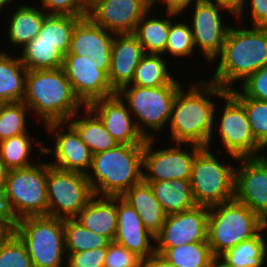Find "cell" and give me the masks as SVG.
<instances>
[{"label":"cell","mask_w":267,"mask_h":267,"mask_svg":"<svg viewBox=\"0 0 267 267\" xmlns=\"http://www.w3.org/2000/svg\"><path fill=\"white\" fill-rule=\"evenodd\" d=\"M48 216L75 218L94 196L87 174L51 166L47 172Z\"/></svg>","instance_id":"cell-11"},{"label":"cell","mask_w":267,"mask_h":267,"mask_svg":"<svg viewBox=\"0 0 267 267\" xmlns=\"http://www.w3.org/2000/svg\"><path fill=\"white\" fill-rule=\"evenodd\" d=\"M136 267H147L146 261H143L139 266Z\"/></svg>","instance_id":"cell-56"},{"label":"cell","mask_w":267,"mask_h":267,"mask_svg":"<svg viewBox=\"0 0 267 267\" xmlns=\"http://www.w3.org/2000/svg\"><path fill=\"white\" fill-rule=\"evenodd\" d=\"M7 170L3 164V161L0 156V186L4 185V181L6 178Z\"/></svg>","instance_id":"cell-51"},{"label":"cell","mask_w":267,"mask_h":267,"mask_svg":"<svg viewBox=\"0 0 267 267\" xmlns=\"http://www.w3.org/2000/svg\"><path fill=\"white\" fill-rule=\"evenodd\" d=\"M209 208H195L167 215L165 223L155 238V254L162 255L167 249L194 242H207Z\"/></svg>","instance_id":"cell-16"},{"label":"cell","mask_w":267,"mask_h":267,"mask_svg":"<svg viewBox=\"0 0 267 267\" xmlns=\"http://www.w3.org/2000/svg\"><path fill=\"white\" fill-rule=\"evenodd\" d=\"M147 267H178L165 260L161 255L154 254L149 260H146Z\"/></svg>","instance_id":"cell-49"},{"label":"cell","mask_w":267,"mask_h":267,"mask_svg":"<svg viewBox=\"0 0 267 267\" xmlns=\"http://www.w3.org/2000/svg\"><path fill=\"white\" fill-rule=\"evenodd\" d=\"M121 198L139 214L146 229L155 237L165 223L166 213L145 181L132 186Z\"/></svg>","instance_id":"cell-25"},{"label":"cell","mask_w":267,"mask_h":267,"mask_svg":"<svg viewBox=\"0 0 267 267\" xmlns=\"http://www.w3.org/2000/svg\"><path fill=\"white\" fill-rule=\"evenodd\" d=\"M155 141L156 138L145 141L143 181L190 180L193 162L202 146L190 143H172V145L174 144L172 147L155 149L157 147L154 146Z\"/></svg>","instance_id":"cell-12"},{"label":"cell","mask_w":267,"mask_h":267,"mask_svg":"<svg viewBox=\"0 0 267 267\" xmlns=\"http://www.w3.org/2000/svg\"><path fill=\"white\" fill-rule=\"evenodd\" d=\"M158 0H147V2L153 6Z\"/></svg>","instance_id":"cell-55"},{"label":"cell","mask_w":267,"mask_h":267,"mask_svg":"<svg viewBox=\"0 0 267 267\" xmlns=\"http://www.w3.org/2000/svg\"><path fill=\"white\" fill-rule=\"evenodd\" d=\"M239 85L240 92L245 97L267 101V66L249 75Z\"/></svg>","instance_id":"cell-43"},{"label":"cell","mask_w":267,"mask_h":267,"mask_svg":"<svg viewBox=\"0 0 267 267\" xmlns=\"http://www.w3.org/2000/svg\"><path fill=\"white\" fill-rule=\"evenodd\" d=\"M151 7L147 0H100L88 9L87 16L114 34L134 33Z\"/></svg>","instance_id":"cell-18"},{"label":"cell","mask_w":267,"mask_h":267,"mask_svg":"<svg viewBox=\"0 0 267 267\" xmlns=\"http://www.w3.org/2000/svg\"><path fill=\"white\" fill-rule=\"evenodd\" d=\"M31 136L30 133H25L0 141V156L7 171L27 168L36 164L38 161L32 160L31 155L33 147L40 149L39 155L44 154V146L47 142L37 141ZM32 141H37L35 143L37 146H33Z\"/></svg>","instance_id":"cell-31"},{"label":"cell","mask_w":267,"mask_h":267,"mask_svg":"<svg viewBox=\"0 0 267 267\" xmlns=\"http://www.w3.org/2000/svg\"><path fill=\"white\" fill-rule=\"evenodd\" d=\"M264 229L267 231V218L264 220Z\"/></svg>","instance_id":"cell-57"},{"label":"cell","mask_w":267,"mask_h":267,"mask_svg":"<svg viewBox=\"0 0 267 267\" xmlns=\"http://www.w3.org/2000/svg\"><path fill=\"white\" fill-rule=\"evenodd\" d=\"M177 91L168 127L173 143H190L208 147L214 132V113L217 102L228 92L216 83L200 79ZM215 97V98H214ZM213 98V99H212Z\"/></svg>","instance_id":"cell-1"},{"label":"cell","mask_w":267,"mask_h":267,"mask_svg":"<svg viewBox=\"0 0 267 267\" xmlns=\"http://www.w3.org/2000/svg\"><path fill=\"white\" fill-rule=\"evenodd\" d=\"M11 2H13V0H0V12L1 11L3 12V10H6V7L8 9V7L11 4Z\"/></svg>","instance_id":"cell-53"},{"label":"cell","mask_w":267,"mask_h":267,"mask_svg":"<svg viewBox=\"0 0 267 267\" xmlns=\"http://www.w3.org/2000/svg\"><path fill=\"white\" fill-rule=\"evenodd\" d=\"M82 111L84 114L78 116L77 112L68 122L79 133L92 155L114 148L118 143L106 130L101 119L88 106Z\"/></svg>","instance_id":"cell-27"},{"label":"cell","mask_w":267,"mask_h":267,"mask_svg":"<svg viewBox=\"0 0 267 267\" xmlns=\"http://www.w3.org/2000/svg\"><path fill=\"white\" fill-rule=\"evenodd\" d=\"M66 253L108 247L110 240L85 228L75 218L64 219Z\"/></svg>","instance_id":"cell-36"},{"label":"cell","mask_w":267,"mask_h":267,"mask_svg":"<svg viewBox=\"0 0 267 267\" xmlns=\"http://www.w3.org/2000/svg\"><path fill=\"white\" fill-rule=\"evenodd\" d=\"M161 256L178 267H215L217 264L208 242L179 245L167 249Z\"/></svg>","instance_id":"cell-34"},{"label":"cell","mask_w":267,"mask_h":267,"mask_svg":"<svg viewBox=\"0 0 267 267\" xmlns=\"http://www.w3.org/2000/svg\"><path fill=\"white\" fill-rule=\"evenodd\" d=\"M13 230V223L10 219H0V244Z\"/></svg>","instance_id":"cell-50"},{"label":"cell","mask_w":267,"mask_h":267,"mask_svg":"<svg viewBox=\"0 0 267 267\" xmlns=\"http://www.w3.org/2000/svg\"><path fill=\"white\" fill-rule=\"evenodd\" d=\"M7 22V33L10 45L21 50L35 37L41 30L43 21L47 13L39 6L26 3L20 4Z\"/></svg>","instance_id":"cell-24"},{"label":"cell","mask_w":267,"mask_h":267,"mask_svg":"<svg viewBox=\"0 0 267 267\" xmlns=\"http://www.w3.org/2000/svg\"><path fill=\"white\" fill-rule=\"evenodd\" d=\"M88 107L101 119L106 130L118 144H145L126 102L118 93L98 99Z\"/></svg>","instance_id":"cell-19"},{"label":"cell","mask_w":267,"mask_h":267,"mask_svg":"<svg viewBox=\"0 0 267 267\" xmlns=\"http://www.w3.org/2000/svg\"><path fill=\"white\" fill-rule=\"evenodd\" d=\"M145 144H117L114 148L92 155L87 179L97 196L121 197L143 180Z\"/></svg>","instance_id":"cell-4"},{"label":"cell","mask_w":267,"mask_h":267,"mask_svg":"<svg viewBox=\"0 0 267 267\" xmlns=\"http://www.w3.org/2000/svg\"><path fill=\"white\" fill-rule=\"evenodd\" d=\"M0 219L11 220V208L4 185L0 186Z\"/></svg>","instance_id":"cell-48"},{"label":"cell","mask_w":267,"mask_h":267,"mask_svg":"<svg viewBox=\"0 0 267 267\" xmlns=\"http://www.w3.org/2000/svg\"><path fill=\"white\" fill-rule=\"evenodd\" d=\"M107 247L66 253L65 267H104Z\"/></svg>","instance_id":"cell-44"},{"label":"cell","mask_w":267,"mask_h":267,"mask_svg":"<svg viewBox=\"0 0 267 267\" xmlns=\"http://www.w3.org/2000/svg\"><path fill=\"white\" fill-rule=\"evenodd\" d=\"M114 241L136 253L144 261L155 254L154 236L146 229L138 212L121 197H117V230Z\"/></svg>","instance_id":"cell-20"},{"label":"cell","mask_w":267,"mask_h":267,"mask_svg":"<svg viewBox=\"0 0 267 267\" xmlns=\"http://www.w3.org/2000/svg\"><path fill=\"white\" fill-rule=\"evenodd\" d=\"M182 85H161L141 87L127 85L118 94L126 102L128 109L145 139L156 138L155 134L168 126L177 91ZM156 133H151L149 130Z\"/></svg>","instance_id":"cell-7"},{"label":"cell","mask_w":267,"mask_h":267,"mask_svg":"<svg viewBox=\"0 0 267 267\" xmlns=\"http://www.w3.org/2000/svg\"><path fill=\"white\" fill-rule=\"evenodd\" d=\"M216 152L202 147L193 162L190 183L198 206L209 208L235 198V165L221 162Z\"/></svg>","instance_id":"cell-8"},{"label":"cell","mask_w":267,"mask_h":267,"mask_svg":"<svg viewBox=\"0 0 267 267\" xmlns=\"http://www.w3.org/2000/svg\"><path fill=\"white\" fill-rule=\"evenodd\" d=\"M193 6L192 20L190 19L189 22L195 49L198 47L201 57L205 58L203 61H208L206 63L211 65L221 54L230 28V25H226V22H224L221 12H231L220 5L203 0L195 3Z\"/></svg>","instance_id":"cell-14"},{"label":"cell","mask_w":267,"mask_h":267,"mask_svg":"<svg viewBox=\"0 0 267 267\" xmlns=\"http://www.w3.org/2000/svg\"><path fill=\"white\" fill-rule=\"evenodd\" d=\"M229 92L244 106L255 140L264 151L267 150V101L245 97L235 87Z\"/></svg>","instance_id":"cell-37"},{"label":"cell","mask_w":267,"mask_h":267,"mask_svg":"<svg viewBox=\"0 0 267 267\" xmlns=\"http://www.w3.org/2000/svg\"><path fill=\"white\" fill-rule=\"evenodd\" d=\"M13 231L26 245L33 267L66 264L64 219L48 215L23 217L13 223Z\"/></svg>","instance_id":"cell-6"},{"label":"cell","mask_w":267,"mask_h":267,"mask_svg":"<svg viewBox=\"0 0 267 267\" xmlns=\"http://www.w3.org/2000/svg\"><path fill=\"white\" fill-rule=\"evenodd\" d=\"M28 115L32 116L24 102L3 103L0 107V141L31 133L27 129Z\"/></svg>","instance_id":"cell-38"},{"label":"cell","mask_w":267,"mask_h":267,"mask_svg":"<svg viewBox=\"0 0 267 267\" xmlns=\"http://www.w3.org/2000/svg\"><path fill=\"white\" fill-rule=\"evenodd\" d=\"M144 54L143 46L133 33L114 35L108 79L116 93L131 84L135 69Z\"/></svg>","instance_id":"cell-22"},{"label":"cell","mask_w":267,"mask_h":267,"mask_svg":"<svg viewBox=\"0 0 267 267\" xmlns=\"http://www.w3.org/2000/svg\"><path fill=\"white\" fill-rule=\"evenodd\" d=\"M263 229L264 220L235 198L209 207L207 242L216 259Z\"/></svg>","instance_id":"cell-5"},{"label":"cell","mask_w":267,"mask_h":267,"mask_svg":"<svg viewBox=\"0 0 267 267\" xmlns=\"http://www.w3.org/2000/svg\"><path fill=\"white\" fill-rule=\"evenodd\" d=\"M151 7L137 23L134 35L137 37L138 42L143 46L145 53L163 54L168 41V34L170 30V17L173 18L177 15L174 13L166 12L165 18L150 17L152 13ZM168 18V19H167Z\"/></svg>","instance_id":"cell-30"},{"label":"cell","mask_w":267,"mask_h":267,"mask_svg":"<svg viewBox=\"0 0 267 267\" xmlns=\"http://www.w3.org/2000/svg\"><path fill=\"white\" fill-rule=\"evenodd\" d=\"M162 54L145 53L137 65L130 85L158 87L161 85H182L172 76L167 59Z\"/></svg>","instance_id":"cell-32"},{"label":"cell","mask_w":267,"mask_h":267,"mask_svg":"<svg viewBox=\"0 0 267 267\" xmlns=\"http://www.w3.org/2000/svg\"><path fill=\"white\" fill-rule=\"evenodd\" d=\"M215 73L209 81L227 91L235 83L243 82L249 75L267 66V34L252 26H230Z\"/></svg>","instance_id":"cell-2"},{"label":"cell","mask_w":267,"mask_h":267,"mask_svg":"<svg viewBox=\"0 0 267 267\" xmlns=\"http://www.w3.org/2000/svg\"><path fill=\"white\" fill-rule=\"evenodd\" d=\"M47 14L87 16L86 0H40Z\"/></svg>","instance_id":"cell-42"},{"label":"cell","mask_w":267,"mask_h":267,"mask_svg":"<svg viewBox=\"0 0 267 267\" xmlns=\"http://www.w3.org/2000/svg\"><path fill=\"white\" fill-rule=\"evenodd\" d=\"M75 219L88 230L114 241L117 230V197L94 195Z\"/></svg>","instance_id":"cell-23"},{"label":"cell","mask_w":267,"mask_h":267,"mask_svg":"<svg viewBox=\"0 0 267 267\" xmlns=\"http://www.w3.org/2000/svg\"><path fill=\"white\" fill-rule=\"evenodd\" d=\"M170 20V30L168 34V41L165 47V52L162 55L169 54L176 58H189L195 52V44L192 36L190 24L188 22H178ZM167 53V54H166Z\"/></svg>","instance_id":"cell-39"},{"label":"cell","mask_w":267,"mask_h":267,"mask_svg":"<svg viewBox=\"0 0 267 267\" xmlns=\"http://www.w3.org/2000/svg\"><path fill=\"white\" fill-rule=\"evenodd\" d=\"M235 168V199L263 220L267 218V153L254 158H239Z\"/></svg>","instance_id":"cell-17"},{"label":"cell","mask_w":267,"mask_h":267,"mask_svg":"<svg viewBox=\"0 0 267 267\" xmlns=\"http://www.w3.org/2000/svg\"><path fill=\"white\" fill-rule=\"evenodd\" d=\"M44 126L54 143L53 147L44 146V154L54 157L49 164L61 170L87 174L92 164V153L76 129L68 121L52 122Z\"/></svg>","instance_id":"cell-15"},{"label":"cell","mask_w":267,"mask_h":267,"mask_svg":"<svg viewBox=\"0 0 267 267\" xmlns=\"http://www.w3.org/2000/svg\"><path fill=\"white\" fill-rule=\"evenodd\" d=\"M114 33L94 23L88 16L76 24L66 55L89 57L96 64H110Z\"/></svg>","instance_id":"cell-21"},{"label":"cell","mask_w":267,"mask_h":267,"mask_svg":"<svg viewBox=\"0 0 267 267\" xmlns=\"http://www.w3.org/2000/svg\"><path fill=\"white\" fill-rule=\"evenodd\" d=\"M23 102L35 116L32 119L37 118L44 125L68 121L85 107L62 68L28 70Z\"/></svg>","instance_id":"cell-3"},{"label":"cell","mask_w":267,"mask_h":267,"mask_svg":"<svg viewBox=\"0 0 267 267\" xmlns=\"http://www.w3.org/2000/svg\"><path fill=\"white\" fill-rule=\"evenodd\" d=\"M97 1H100V0H86L87 9H89Z\"/></svg>","instance_id":"cell-54"},{"label":"cell","mask_w":267,"mask_h":267,"mask_svg":"<svg viewBox=\"0 0 267 267\" xmlns=\"http://www.w3.org/2000/svg\"><path fill=\"white\" fill-rule=\"evenodd\" d=\"M255 26L267 34V15L263 19H261Z\"/></svg>","instance_id":"cell-52"},{"label":"cell","mask_w":267,"mask_h":267,"mask_svg":"<svg viewBox=\"0 0 267 267\" xmlns=\"http://www.w3.org/2000/svg\"><path fill=\"white\" fill-rule=\"evenodd\" d=\"M267 232L241 242L217 259L220 267H264L267 260ZM265 235V236H264Z\"/></svg>","instance_id":"cell-29"},{"label":"cell","mask_w":267,"mask_h":267,"mask_svg":"<svg viewBox=\"0 0 267 267\" xmlns=\"http://www.w3.org/2000/svg\"><path fill=\"white\" fill-rule=\"evenodd\" d=\"M39 161L27 168L7 171L4 186L12 223L23 217L48 213V162Z\"/></svg>","instance_id":"cell-9"},{"label":"cell","mask_w":267,"mask_h":267,"mask_svg":"<svg viewBox=\"0 0 267 267\" xmlns=\"http://www.w3.org/2000/svg\"><path fill=\"white\" fill-rule=\"evenodd\" d=\"M143 261L136 253L129 251L115 241H111L107 247L104 267H136Z\"/></svg>","instance_id":"cell-41"},{"label":"cell","mask_w":267,"mask_h":267,"mask_svg":"<svg viewBox=\"0 0 267 267\" xmlns=\"http://www.w3.org/2000/svg\"><path fill=\"white\" fill-rule=\"evenodd\" d=\"M17 56L0 50V100L3 103L23 102L28 70Z\"/></svg>","instance_id":"cell-28"},{"label":"cell","mask_w":267,"mask_h":267,"mask_svg":"<svg viewBox=\"0 0 267 267\" xmlns=\"http://www.w3.org/2000/svg\"><path fill=\"white\" fill-rule=\"evenodd\" d=\"M62 69L85 106L116 94L108 79L110 64H96L86 56L64 55Z\"/></svg>","instance_id":"cell-13"},{"label":"cell","mask_w":267,"mask_h":267,"mask_svg":"<svg viewBox=\"0 0 267 267\" xmlns=\"http://www.w3.org/2000/svg\"><path fill=\"white\" fill-rule=\"evenodd\" d=\"M0 267H33L26 245L13 230L0 244Z\"/></svg>","instance_id":"cell-40"},{"label":"cell","mask_w":267,"mask_h":267,"mask_svg":"<svg viewBox=\"0 0 267 267\" xmlns=\"http://www.w3.org/2000/svg\"><path fill=\"white\" fill-rule=\"evenodd\" d=\"M18 54L27 70L62 68L64 55L47 41L31 40Z\"/></svg>","instance_id":"cell-35"},{"label":"cell","mask_w":267,"mask_h":267,"mask_svg":"<svg viewBox=\"0 0 267 267\" xmlns=\"http://www.w3.org/2000/svg\"><path fill=\"white\" fill-rule=\"evenodd\" d=\"M203 1L220 5L226 8L231 12V15H234L233 17H236L240 13L244 5V0H203Z\"/></svg>","instance_id":"cell-47"},{"label":"cell","mask_w":267,"mask_h":267,"mask_svg":"<svg viewBox=\"0 0 267 267\" xmlns=\"http://www.w3.org/2000/svg\"><path fill=\"white\" fill-rule=\"evenodd\" d=\"M222 99L225 102L224 108L218 110V107H221L217 104L214 113V119H216L217 114L219 117L217 116L218 119L214 120V125L218 128L214 126L213 130H218L212 133L208 147H212V141L213 138H216L214 137L216 133L220 136L218 138H220L219 142L221 141L222 149L225 148V151L220 153L228 152L226 154L229 156H225L231 157L234 161L239 158H254L266 155L267 151H263L252 134L244 106L229 91ZM216 121L219 123H216Z\"/></svg>","instance_id":"cell-10"},{"label":"cell","mask_w":267,"mask_h":267,"mask_svg":"<svg viewBox=\"0 0 267 267\" xmlns=\"http://www.w3.org/2000/svg\"><path fill=\"white\" fill-rule=\"evenodd\" d=\"M248 0H244V5L240 11V13L235 17L237 18L238 22H242L244 20H241L243 19L244 17V11H245V7L247 4ZM250 3V10L248 13H250L249 15L251 17H249L251 23H252V26H255L261 19H263L266 15H267V0H250L249 1Z\"/></svg>","instance_id":"cell-45"},{"label":"cell","mask_w":267,"mask_h":267,"mask_svg":"<svg viewBox=\"0 0 267 267\" xmlns=\"http://www.w3.org/2000/svg\"><path fill=\"white\" fill-rule=\"evenodd\" d=\"M150 185L155 198L160 202L166 215L188 211L197 206L190 180L145 181Z\"/></svg>","instance_id":"cell-26"},{"label":"cell","mask_w":267,"mask_h":267,"mask_svg":"<svg viewBox=\"0 0 267 267\" xmlns=\"http://www.w3.org/2000/svg\"><path fill=\"white\" fill-rule=\"evenodd\" d=\"M82 17L85 16L47 14L38 36L33 40L47 41L66 55L70 49L73 30Z\"/></svg>","instance_id":"cell-33"},{"label":"cell","mask_w":267,"mask_h":267,"mask_svg":"<svg viewBox=\"0 0 267 267\" xmlns=\"http://www.w3.org/2000/svg\"><path fill=\"white\" fill-rule=\"evenodd\" d=\"M199 1L201 0H158L152 7H156L159 3H164V5L166 6L164 7V9L166 12L174 13L181 16V14L183 15L184 11L190 8L191 4L194 5Z\"/></svg>","instance_id":"cell-46"}]
</instances>
